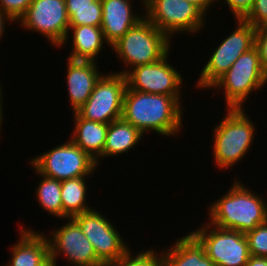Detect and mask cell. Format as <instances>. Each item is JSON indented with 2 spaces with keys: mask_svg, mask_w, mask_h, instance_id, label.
Wrapping results in <instances>:
<instances>
[{
  "mask_svg": "<svg viewBox=\"0 0 267 266\" xmlns=\"http://www.w3.org/2000/svg\"><path fill=\"white\" fill-rule=\"evenodd\" d=\"M156 0H141V4H144L142 8L143 12L151 5L155 2Z\"/></svg>",
  "mask_w": 267,
  "mask_h": 266,
  "instance_id": "36",
  "label": "cell"
},
{
  "mask_svg": "<svg viewBox=\"0 0 267 266\" xmlns=\"http://www.w3.org/2000/svg\"><path fill=\"white\" fill-rule=\"evenodd\" d=\"M223 119L213 128L214 165L220 170L236 166L249 153L257 132L244 108L225 109ZM248 152V153H247Z\"/></svg>",
  "mask_w": 267,
  "mask_h": 266,
  "instance_id": "3",
  "label": "cell"
},
{
  "mask_svg": "<svg viewBox=\"0 0 267 266\" xmlns=\"http://www.w3.org/2000/svg\"><path fill=\"white\" fill-rule=\"evenodd\" d=\"M29 163L40 175L60 181L92 176L99 167L88 153L70 139L40 155H34Z\"/></svg>",
  "mask_w": 267,
  "mask_h": 266,
  "instance_id": "6",
  "label": "cell"
},
{
  "mask_svg": "<svg viewBox=\"0 0 267 266\" xmlns=\"http://www.w3.org/2000/svg\"><path fill=\"white\" fill-rule=\"evenodd\" d=\"M144 134L127 123L125 120L118 119L108 124L107 136L104 144L102 155L96 160L97 166L100 165L101 158L114 157L123 155L131 149L134 150L135 145H138Z\"/></svg>",
  "mask_w": 267,
  "mask_h": 266,
  "instance_id": "21",
  "label": "cell"
},
{
  "mask_svg": "<svg viewBox=\"0 0 267 266\" xmlns=\"http://www.w3.org/2000/svg\"><path fill=\"white\" fill-rule=\"evenodd\" d=\"M42 266H57L50 258Z\"/></svg>",
  "mask_w": 267,
  "mask_h": 266,
  "instance_id": "37",
  "label": "cell"
},
{
  "mask_svg": "<svg viewBox=\"0 0 267 266\" xmlns=\"http://www.w3.org/2000/svg\"><path fill=\"white\" fill-rule=\"evenodd\" d=\"M218 2L221 3L220 0H215V3ZM224 2L235 19H243L251 10L254 0H224Z\"/></svg>",
  "mask_w": 267,
  "mask_h": 266,
  "instance_id": "30",
  "label": "cell"
},
{
  "mask_svg": "<svg viewBox=\"0 0 267 266\" xmlns=\"http://www.w3.org/2000/svg\"><path fill=\"white\" fill-rule=\"evenodd\" d=\"M171 44L172 41L144 17L111 46L115 57L125 64L126 69L118 73L125 75L136 66L159 61L171 51Z\"/></svg>",
  "mask_w": 267,
  "mask_h": 266,
  "instance_id": "4",
  "label": "cell"
},
{
  "mask_svg": "<svg viewBox=\"0 0 267 266\" xmlns=\"http://www.w3.org/2000/svg\"><path fill=\"white\" fill-rule=\"evenodd\" d=\"M34 172L39 175V184L36 186L35 193L36 201L39 207H42L46 213L52 215L54 218L62 219L63 221V206L61 200V181L48 178L40 175L33 167Z\"/></svg>",
  "mask_w": 267,
  "mask_h": 266,
  "instance_id": "23",
  "label": "cell"
},
{
  "mask_svg": "<svg viewBox=\"0 0 267 266\" xmlns=\"http://www.w3.org/2000/svg\"><path fill=\"white\" fill-rule=\"evenodd\" d=\"M72 115L75 122L70 140L96 161L103 153L108 124L87 120L77 112Z\"/></svg>",
  "mask_w": 267,
  "mask_h": 266,
  "instance_id": "20",
  "label": "cell"
},
{
  "mask_svg": "<svg viewBox=\"0 0 267 266\" xmlns=\"http://www.w3.org/2000/svg\"><path fill=\"white\" fill-rule=\"evenodd\" d=\"M250 255L267 257V221L245 233Z\"/></svg>",
  "mask_w": 267,
  "mask_h": 266,
  "instance_id": "26",
  "label": "cell"
},
{
  "mask_svg": "<svg viewBox=\"0 0 267 266\" xmlns=\"http://www.w3.org/2000/svg\"><path fill=\"white\" fill-rule=\"evenodd\" d=\"M66 9L95 8V0H65Z\"/></svg>",
  "mask_w": 267,
  "mask_h": 266,
  "instance_id": "31",
  "label": "cell"
},
{
  "mask_svg": "<svg viewBox=\"0 0 267 266\" xmlns=\"http://www.w3.org/2000/svg\"><path fill=\"white\" fill-rule=\"evenodd\" d=\"M69 33L72 34V36H70ZM68 39L72 41L70 40L69 42ZM68 42L72 43L71 53L69 57H67L68 59L95 62H98L97 57H99V53L104 52L103 45L108 44L105 41L101 27L89 25L69 26L68 35L60 47L63 48L67 46L66 44H69Z\"/></svg>",
  "mask_w": 267,
  "mask_h": 266,
  "instance_id": "18",
  "label": "cell"
},
{
  "mask_svg": "<svg viewBox=\"0 0 267 266\" xmlns=\"http://www.w3.org/2000/svg\"><path fill=\"white\" fill-rule=\"evenodd\" d=\"M234 20L235 29L210 53L212 55L201 70L195 84L199 90L209 89L242 54L254 47L256 28L244 19Z\"/></svg>",
  "mask_w": 267,
  "mask_h": 266,
  "instance_id": "7",
  "label": "cell"
},
{
  "mask_svg": "<svg viewBox=\"0 0 267 266\" xmlns=\"http://www.w3.org/2000/svg\"><path fill=\"white\" fill-rule=\"evenodd\" d=\"M18 23L23 30L41 34L58 49L69 30L65 0H32Z\"/></svg>",
  "mask_w": 267,
  "mask_h": 266,
  "instance_id": "12",
  "label": "cell"
},
{
  "mask_svg": "<svg viewBox=\"0 0 267 266\" xmlns=\"http://www.w3.org/2000/svg\"><path fill=\"white\" fill-rule=\"evenodd\" d=\"M189 234L175 239V243L161 250L162 266H215L204 248Z\"/></svg>",
  "mask_w": 267,
  "mask_h": 266,
  "instance_id": "19",
  "label": "cell"
},
{
  "mask_svg": "<svg viewBox=\"0 0 267 266\" xmlns=\"http://www.w3.org/2000/svg\"><path fill=\"white\" fill-rule=\"evenodd\" d=\"M183 105L174 97L126 88L122 119L139 129L162 137H176L183 127Z\"/></svg>",
  "mask_w": 267,
  "mask_h": 266,
  "instance_id": "1",
  "label": "cell"
},
{
  "mask_svg": "<svg viewBox=\"0 0 267 266\" xmlns=\"http://www.w3.org/2000/svg\"><path fill=\"white\" fill-rule=\"evenodd\" d=\"M169 53L157 62L130 69L125 74L127 87L150 94L172 96L182 105L181 91L185 79L172 64H169Z\"/></svg>",
  "mask_w": 267,
  "mask_h": 266,
  "instance_id": "14",
  "label": "cell"
},
{
  "mask_svg": "<svg viewBox=\"0 0 267 266\" xmlns=\"http://www.w3.org/2000/svg\"><path fill=\"white\" fill-rule=\"evenodd\" d=\"M3 91H4V90H3V87H2V83H1V84H0V133H1V131H2L1 128H3V127H1V126H2V124H3V122H4V121H3V120H4V118H3V117H4V114H3V113H4V111H3L4 108H3V106H2L3 103H4V102H3V101H4V100H3V94H4ZM2 119H3V120H2Z\"/></svg>",
  "mask_w": 267,
  "mask_h": 266,
  "instance_id": "35",
  "label": "cell"
},
{
  "mask_svg": "<svg viewBox=\"0 0 267 266\" xmlns=\"http://www.w3.org/2000/svg\"><path fill=\"white\" fill-rule=\"evenodd\" d=\"M19 226V238L10 249L11 259L4 266H42L49 258V242L46 234Z\"/></svg>",
  "mask_w": 267,
  "mask_h": 266,
  "instance_id": "17",
  "label": "cell"
},
{
  "mask_svg": "<svg viewBox=\"0 0 267 266\" xmlns=\"http://www.w3.org/2000/svg\"><path fill=\"white\" fill-rule=\"evenodd\" d=\"M241 181L237 177L223 196L210 203L207 211L208 223L246 233L267 221L265 196L252 192Z\"/></svg>",
  "mask_w": 267,
  "mask_h": 266,
  "instance_id": "2",
  "label": "cell"
},
{
  "mask_svg": "<svg viewBox=\"0 0 267 266\" xmlns=\"http://www.w3.org/2000/svg\"><path fill=\"white\" fill-rule=\"evenodd\" d=\"M69 26H96L101 27L102 3L95 0V8L67 9Z\"/></svg>",
  "mask_w": 267,
  "mask_h": 266,
  "instance_id": "25",
  "label": "cell"
},
{
  "mask_svg": "<svg viewBox=\"0 0 267 266\" xmlns=\"http://www.w3.org/2000/svg\"><path fill=\"white\" fill-rule=\"evenodd\" d=\"M101 3V29L110 47L145 17L144 13L132 9L131 0H101Z\"/></svg>",
  "mask_w": 267,
  "mask_h": 266,
  "instance_id": "16",
  "label": "cell"
},
{
  "mask_svg": "<svg viewBox=\"0 0 267 266\" xmlns=\"http://www.w3.org/2000/svg\"><path fill=\"white\" fill-rule=\"evenodd\" d=\"M144 14L171 41L177 33L199 34L207 24L205 21L207 16L186 0H156Z\"/></svg>",
  "mask_w": 267,
  "mask_h": 266,
  "instance_id": "9",
  "label": "cell"
},
{
  "mask_svg": "<svg viewBox=\"0 0 267 266\" xmlns=\"http://www.w3.org/2000/svg\"><path fill=\"white\" fill-rule=\"evenodd\" d=\"M66 224L53 228L48 235L50 259L57 265L63 256L67 266H105L96 256L94 247L73 218ZM50 236V237H49ZM63 254V255H62Z\"/></svg>",
  "mask_w": 267,
  "mask_h": 266,
  "instance_id": "13",
  "label": "cell"
},
{
  "mask_svg": "<svg viewBox=\"0 0 267 266\" xmlns=\"http://www.w3.org/2000/svg\"><path fill=\"white\" fill-rule=\"evenodd\" d=\"M243 19L255 28L267 24V0H254L251 10Z\"/></svg>",
  "mask_w": 267,
  "mask_h": 266,
  "instance_id": "28",
  "label": "cell"
},
{
  "mask_svg": "<svg viewBox=\"0 0 267 266\" xmlns=\"http://www.w3.org/2000/svg\"><path fill=\"white\" fill-rule=\"evenodd\" d=\"M202 224L190 234L215 266H246L251 255L245 233L219 228L208 222Z\"/></svg>",
  "mask_w": 267,
  "mask_h": 266,
  "instance_id": "8",
  "label": "cell"
},
{
  "mask_svg": "<svg viewBox=\"0 0 267 266\" xmlns=\"http://www.w3.org/2000/svg\"><path fill=\"white\" fill-rule=\"evenodd\" d=\"M73 219L92 243L97 258L105 266L116 262L131 249L114 223L96 208L82 212Z\"/></svg>",
  "mask_w": 267,
  "mask_h": 266,
  "instance_id": "11",
  "label": "cell"
},
{
  "mask_svg": "<svg viewBox=\"0 0 267 266\" xmlns=\"http://www.w3.org/2000/svg\"><path fill=\"white\" fill-rule=\"evenodd\" d=\"M266 83L267 72L261 66L257 49L253 47L242 54L209 90L224 92L226 109L245 108L249 95L263 90Z\"/></svg>",
  "mask_w": 267,
  "mask_h": 266,
  "instance_id": "5",
  "label": "cell"
},
{
  "mask_svg": "<svg viewBox=\"0 0 267 266\" xmlns=\"http://www.w3.org/2000/svg\"><path fill=\"white\" fill-rule=\"evenodd\" d=\"M132 252L130 249L119 260L107 266H162L161 251L159 253L156 249L149 248L148 250H140L139 253Z\"/></svg>",
  "mask_w": 267,
  "mask_h": 266,
  "instance_id": "24",
  "label": "cell"
},
{
  "mask_svg": "<svg viewBox=\"0 0 267 266\" xmlns=\"http://www.w3.org/2000/svg\"><path fill=\"white\" fill-rule=\"evenodd\" d=\"M66 88L72 112H76L90 97L98 79L102 76L98 62L66 58Z\"/></svg>",
  "mask_w": 267,
  "mask_h": 266,
  "instance_id": "15",
  "label": "cell"
},
{
  "mask_svg": "<svg viewBox=\"0 0 267 266\" xmlns=\"http://www.w3.org/2000/svg\"><path fill=\"white\" fill-rule=\"evenodd\" d=\"M126 88L122 73H103L88 100L76 112L82 118L104 124L121 119Z\"/></svg>",
  "mask_w": 267,
  "mask_h": 266,
  "instance_id": "10",
  "label": "cell"
},
{
  "mask_svg": "<svg viewBox=\"0 0 267 266\" xmlns=\"http://www.w3.org/2000/svg\"><path fill=\"white\" fill-rule=\"evenodd\" d=\"M15 24V22L0 9V41L4 36L7 23Z\"/></svg>",
  "mask_w": 267,
  "mask_h": 266,
  "instance_id": "33",
  "label": "cell"
},
{
  "mask_svg": "<svg viewBox=\"0 0 267 266\" xmlns=\"http://www.w3.org/2000/svg\"><path fill=\"white\" fill-rule=\"evenodd\" d=\"M186 1L197 6L205 15H207V12L210 10V7L216 4L215 0H186Z\"/></svg>",
  "mask_w": 267,
  "mask_h": 266,
  "instance_id": "32",
  "label": "cell"
},
{
  "mask_svg": "<svg viewBox=\"0 0 267 266\" xmlns=\"http://www.w3.org/2000/svg\"><path fill=\"white\" fill-rule=\"evenodd\" d=\"M246 266H267V257L251 255Z\"/></svg>",
  "mask_w": 267,
  "mask_h": 266,
  "instance_id": "34",
  "label": "cell"
},
{
  "mask_svg": "<svg viewBox=\"0 0 267 266\" xmlns=\"http://www.w3.org/2000/svg\"><path fill=\"white\" fill-rule=\"evenodd\" d=\"M254 47L259 53L262 68L267 72V24L256 28Z\"/></svg>",
  "mask_w": 267,
  "mask_h": 266,
  "instance_id": "29",
  "label": "cell"
},
{
  "mask_svg": "<svg viewBox=\"0 0 267 266\" xmlns=\"http://www.w3.org/2000/svg\"><path fill=\"white\" fill-rule=\"evenodd\" d=\"M31 2L32 0H0V9L17 23Z\"/></svg>",
  "mask_w": 267,
  "mask_h": 266,
  "instance_id": "27",
  "label": "cell"
},
{
  "mask_svg": "<svg viewBox=\"0 0 267 266\" xmlns=\"http://www.w3.org/2000/svg\"><path fill=\"white\" fill-rule=\"evenodd\" d=\"M88 177H78L61 181V200L63 206V220L73 218L82 212L93 209L87 201ZM87 178V179H86ZM88 204V205H87Z\"/></svg>",
  "mask_w": 267,
  "mask_h": 266,
  "instance_id": "22",
  "label": "cell"
}]
</instances>
